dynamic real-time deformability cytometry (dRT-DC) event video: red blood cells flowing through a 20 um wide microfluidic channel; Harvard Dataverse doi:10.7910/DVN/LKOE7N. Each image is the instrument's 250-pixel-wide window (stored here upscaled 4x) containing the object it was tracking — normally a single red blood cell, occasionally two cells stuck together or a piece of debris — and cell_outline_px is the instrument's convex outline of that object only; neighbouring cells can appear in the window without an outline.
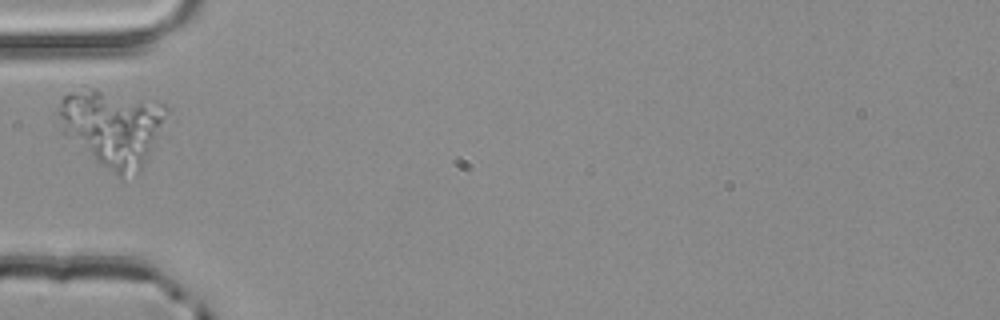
{"species": "common noctule bat (a hibernating species)", "species_latin": "Nyctalus noctula", "temperature_condition": "room temperature", "stored_images_in_passage": 1, "camera_frame_rate_fps": 3000, "um_per_image_px": 0.085, "animal": {"sex": "male", "body_mass_g": 20.4}, "frame": {"image": 1, "passage_image": 1, "time_ms": 0.0, "image_size_px": [1000, 320], "cell_outline_px": [[172, 108], [140, 168], [120, 180], [60, 132], [56, 112], [56, 108], [60, 100], [68, 92], [84, 84], [164, 100]], "centroid_in_image_um": [9.52, 10.68], "position_along_channel_um": 75.5, "area_um2": 50.29}}